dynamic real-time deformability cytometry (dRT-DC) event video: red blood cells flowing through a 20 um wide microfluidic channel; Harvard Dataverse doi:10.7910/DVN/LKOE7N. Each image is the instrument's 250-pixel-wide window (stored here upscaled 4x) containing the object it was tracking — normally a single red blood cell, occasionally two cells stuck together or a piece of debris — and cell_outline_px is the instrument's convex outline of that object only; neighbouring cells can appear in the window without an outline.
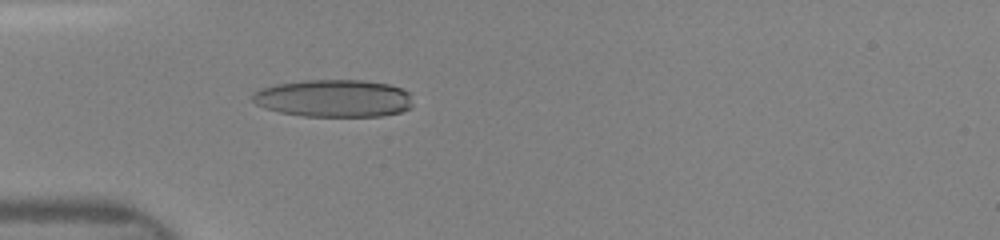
{"species": "human", "species_latin": "Homo sapiens", "temperature_condition": "room temperature", "stored_images_in_passage": 9, "camera_frame_rate_fps": 3000, "um_per_image_px": 0.085, "donor": {"sex": "female"}, "frame": {"image": 1, "passage_image": 9, "time_ms": 3.667, "image_size_px": [1000, 240], "cell_outline_px": [[412, 108], [400, 112], [380, 116], [304, 116], [280, 112], [264, 108], [256, 104], [252, 100], [252, 92], [260, 88], [276, 84], [300, 80], [364, 80], [388, 84], [400, 88], [408, 92], [412, 104]], "centroid_in_image_um": [28.34, 8.35], "position_along_channel_um": 56.7, "area_um2": 35.2}}